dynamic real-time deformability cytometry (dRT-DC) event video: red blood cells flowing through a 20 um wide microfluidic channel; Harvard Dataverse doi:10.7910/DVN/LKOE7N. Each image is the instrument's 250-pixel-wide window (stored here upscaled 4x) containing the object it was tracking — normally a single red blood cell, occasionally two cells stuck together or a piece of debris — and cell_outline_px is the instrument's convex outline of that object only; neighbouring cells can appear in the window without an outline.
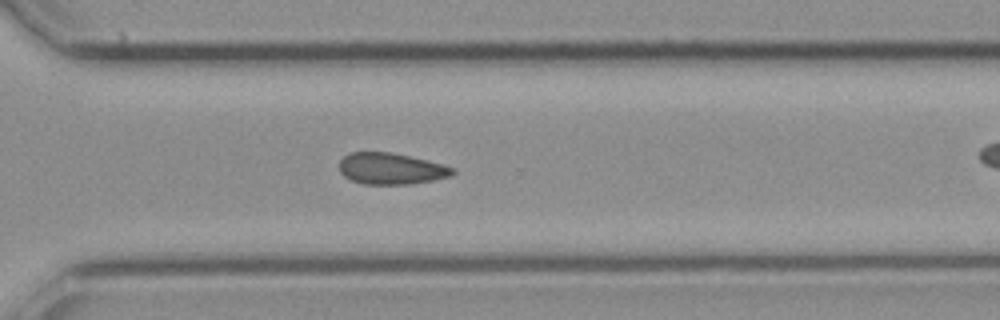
{"species": "common noctule bat (a hibernating species)", "species_latin": "Nyctalus noctula", "temperature_condition": "cold", "stored_images_in_passage": 20, "camera_frame_rate_fps": 3000, "um_per_image_px": 0.085, "animal": {"sex": "female", "body_mass_g": 21.9}, "frame": {"image": 1, "passage_image": 17, "time_ms": 5.333, "image_size_px": [1000, 320], "cell_outline_px": [[456, 172], [452, 176], [432, 180], [408, 184], [364, 184], [352, 180], [344, 176], [340, 172], [340, 160], [348, 152], [392, 152], [444, 164], [456, 168]], "centroid_in_image_um": [33.26, 14.33], "position_along_channel_um": 337.3, "area_um2": 20.81}}